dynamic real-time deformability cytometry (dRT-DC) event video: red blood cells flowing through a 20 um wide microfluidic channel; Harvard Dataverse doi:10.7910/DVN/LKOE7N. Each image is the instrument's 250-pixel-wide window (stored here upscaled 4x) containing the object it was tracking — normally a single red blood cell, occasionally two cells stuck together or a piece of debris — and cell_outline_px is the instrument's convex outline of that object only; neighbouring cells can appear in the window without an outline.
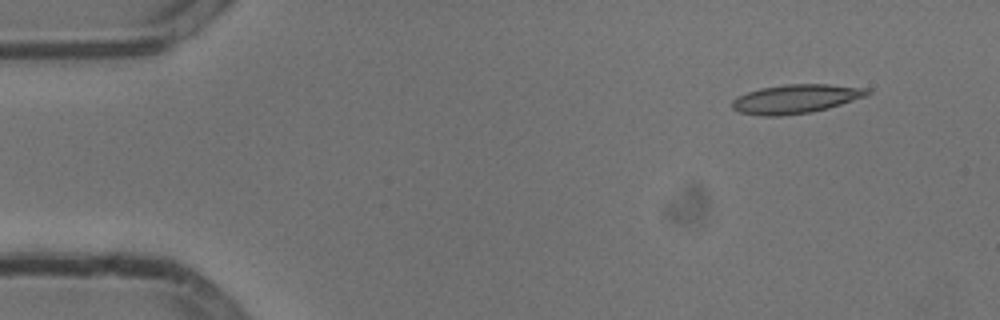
{"species": "common noctule bat (a hibernating species)", "species_latin": "Nyctalus noctula", "temperature_condition": "cold", "stored_images_in_passage": 30, "camera_frame_rate_fps": 3000, "um_per_image_px": 0.085, "animal": {"sex": "male", "body_mass_g": 13.3}, "frame": {"image": 1, "passage_image": 1, "time_ms": 0.0, "image_size_px": [1000, 320], "cell_outline_px": [[872, 92], [868, 96], [828, 108], [812, 112], [780, 116], [764, 116], [740, 112], [732, 108], [732, 100], [736, 96], [760, 88], [788, 84], [828, 84], [872, 88]], "centroid_in_image_um": [67.69, 8.4], "position_along_channel_um": 17.3, "area_um2": 23.0}}
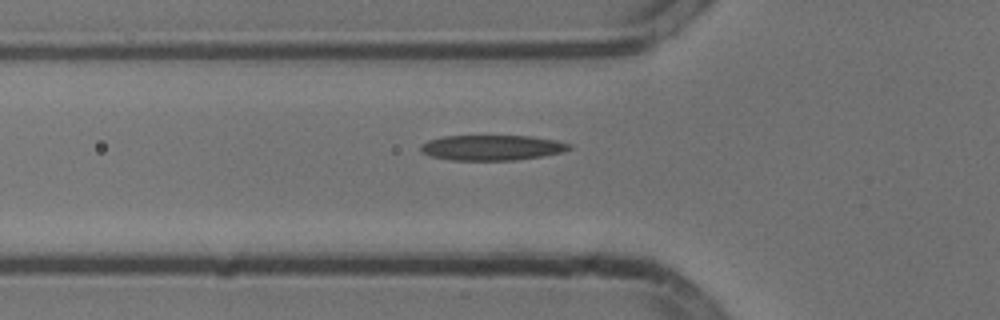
{"frame": {"image": 2, "passage_image": 14, "time_ms": 4.333, "image_size_px": [1000, 320], "cell_outline_px": [[572, 148], [564, 152], [540, 156], [512, 160], [452, 160], [432, 156], [420, 152], [420, 144], [428, 140], [444, 136], [532, 136], [556, 140], [572, 144]], "centroid_in_image_um": [41.82, 12.54], "position_along_channel_um": 84.0, "area_um2": 21.91}}
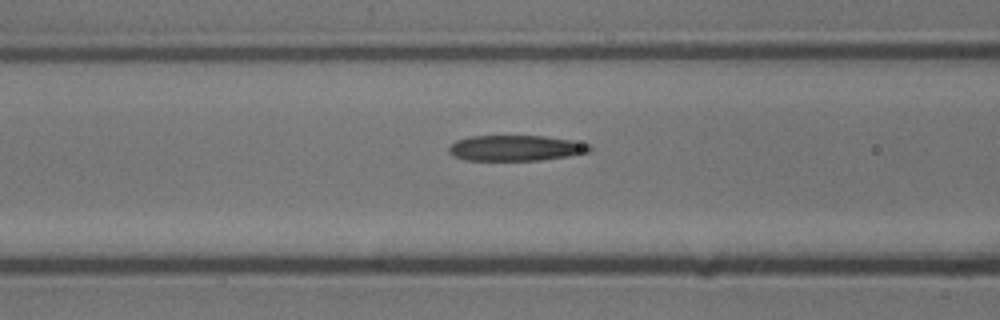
{"frame": {"image": 3, "passage_image": 17, "time_ms": 5.333, "image_size_px": [1000, 320], "cell_outline_px": [[592, 148], [588, 152], [568, 156], [540, 160], [464, 160], [452, 156], [448, 152], [448, 148], [456, 140], [468, 136], [544, 136], [572, 140], [592, 144]], "centroid_in_image_um": [43.82, 12.58], "position_along_channel_um": 122.8, "area_um2": 21.15}}